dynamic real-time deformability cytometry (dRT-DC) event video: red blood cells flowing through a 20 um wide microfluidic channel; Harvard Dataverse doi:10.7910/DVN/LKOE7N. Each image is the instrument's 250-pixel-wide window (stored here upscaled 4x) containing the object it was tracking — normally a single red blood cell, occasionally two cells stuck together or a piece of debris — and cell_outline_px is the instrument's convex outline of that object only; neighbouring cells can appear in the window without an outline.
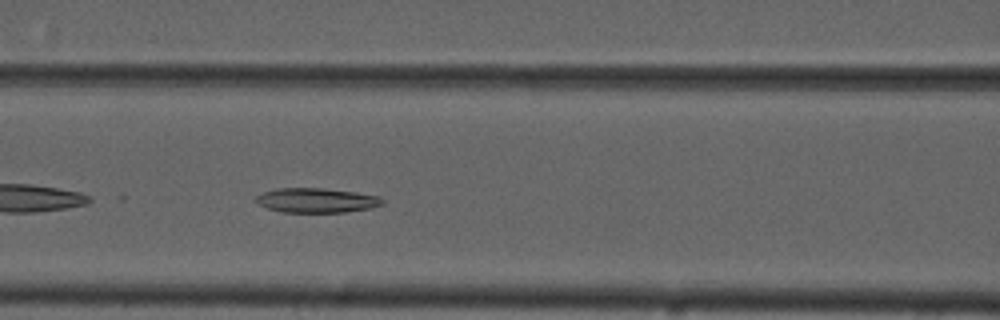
{"species": "common noctule bat (a hibernating species)", "species_latin": "Nyctalus noctula", "temperature_condition": "cold", "stored_images_in_passage": 39, "camera_frame_rate_fps": 3000, "um_per_image_px": 0.085, "animal": {"sex": "male", "forearm_length_mm": 52.5}, "frame": {"image": 1, "passage_image": 8, "time_ms": 2.333, "image_size_px": [1000, 320], "cell_outline_px": [[384, 204], [372, 208], [344, 212], [284, 212], [268, 208], [260, 204], [256, 200], [256, 196], [264, 192], [276, 188], [324, 188], [356, 192], [380, 196], [384, 200]], "centroid_in_image_um": [26.96, 17.02], "position_along_channel_um": 139.6, "area_um2": 18.09}}
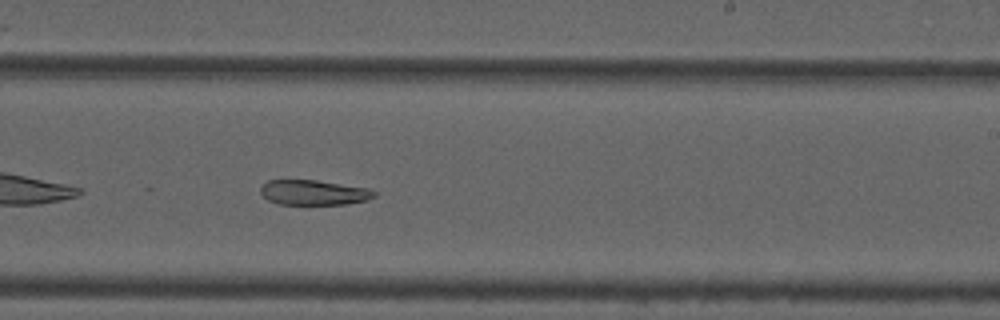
{"frame": {"image": 2, "passage_image": 18, "time_ms": 5.667, "image_size_px": [1000, 320], "cell_outline_px": [[376, 196], [364, 200], [348, 204], [280, 204], [268, 200], [260, 192], [260, 188], [268, 180], [316, 180], [372, 188], [376, 192]], "centroid_in_image_um": [26.7, 16.35], "position_along_channel_um": 262.3, "area_um2": 16.59}}
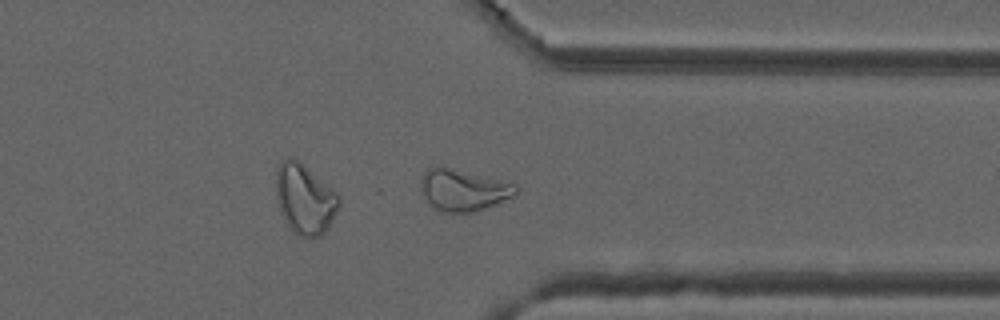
{"frame": {"image": 3, "passage_image": 27, "time_ms": 8.667, "image_size_px": [1000, 320], "cell_outline_px": [[520, 188], [512, 196], [472, 212], [444, 212], [436, 208], [420, 192], [420, 184], [424, 172], [428, 168], [444, 168], [520, 184]], "centroid_in_image_um": [39.38, 16.16], "position_along_channel_um": 372.0, "area_um2": 22.08}}